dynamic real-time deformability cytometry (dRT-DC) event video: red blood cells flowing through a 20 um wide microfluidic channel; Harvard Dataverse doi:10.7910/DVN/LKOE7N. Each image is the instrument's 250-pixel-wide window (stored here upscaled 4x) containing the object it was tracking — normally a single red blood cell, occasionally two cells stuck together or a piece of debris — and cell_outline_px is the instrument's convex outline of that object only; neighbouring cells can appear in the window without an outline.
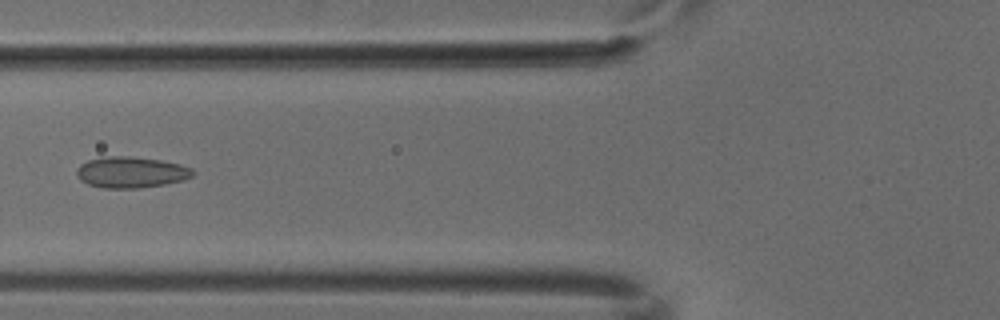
{"species": "common noctule bat (a hibernating species)", "species_latin": "Nyctalus noctula", "temperature_condition": "cold", "stored_images_in_passage": 6, "camera_frame_rate_fps": 3000, "um_per_image_px": 0.085, "animal": {"sex": "male", "body_mass_g": 18.8}, "frame": {"image": 1, "passage_image": 6, "time_ms": 1.667, "image_size_px": [1000, 320], "cell_outline_px": [[196, 172], [192, 176], [184, 180], [164, 184], [140, 188], [104, 188], [88, 184], [80, 180], [76, 176], [76, 168], [80, 164], [88, 160], [104, 156], [128, 156], [160, 160], [180, 164], [192, 168]], "centroid_in_image_um": [11.12, 14.64], "position_along_channel_um": 114.7, "area_um2": 21.21}}